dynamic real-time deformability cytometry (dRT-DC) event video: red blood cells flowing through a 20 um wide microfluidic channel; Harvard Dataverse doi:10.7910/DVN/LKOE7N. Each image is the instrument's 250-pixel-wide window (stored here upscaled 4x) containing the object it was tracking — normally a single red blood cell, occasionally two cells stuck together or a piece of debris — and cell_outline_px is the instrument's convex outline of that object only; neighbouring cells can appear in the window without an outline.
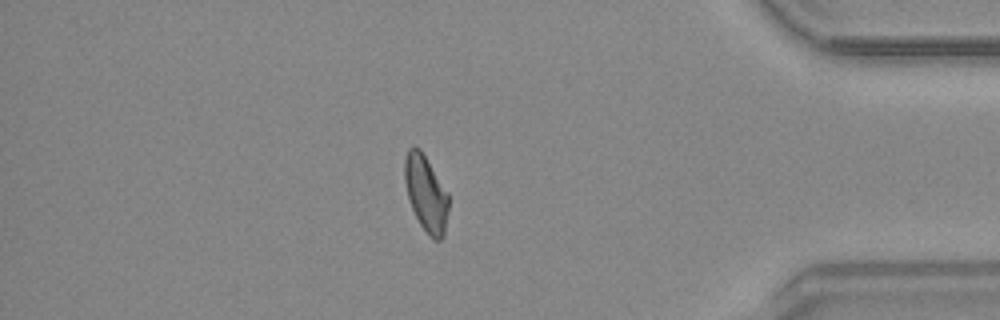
{"species": "common noctule bat (a hibernating species)", "species_latin": "Nyctalus noctula", "temperature_condition": "warm", "stored_images_in_passage": 54, "camera_frame_rate_fps": 3000, "um_per_image_px": 0.085, "animal": {"sex": "male", "body_mass_g": 20.4}, "frame": {"image": 1, "passage_image": 46, "time_ms": 15.0, "image_size_px": [1000, 320], "cell_outline_px": [[448, 212], [444, 236], [440, 240], [432, 240], [420, 224], [412, 208], [408, 196], [404, 180], [404, 160], [408, 148], [420, 148], [448, 192]], "centroid_in_image_um": [36.21, 16.46], "position_along_channel_um": 399.0, "area_um2": 19.42}, "authors_computed_cell_mechanics": {"area_um2": 19.4208, "velocity_mm_per_s": 3.7557, "shape_relaxation_time_tau1_ms": null, "shape_relaxation_time_tau2_ms": 3.0532, "deformation_change_tau1": null, "deformation_change_tau2": 0.0727}}